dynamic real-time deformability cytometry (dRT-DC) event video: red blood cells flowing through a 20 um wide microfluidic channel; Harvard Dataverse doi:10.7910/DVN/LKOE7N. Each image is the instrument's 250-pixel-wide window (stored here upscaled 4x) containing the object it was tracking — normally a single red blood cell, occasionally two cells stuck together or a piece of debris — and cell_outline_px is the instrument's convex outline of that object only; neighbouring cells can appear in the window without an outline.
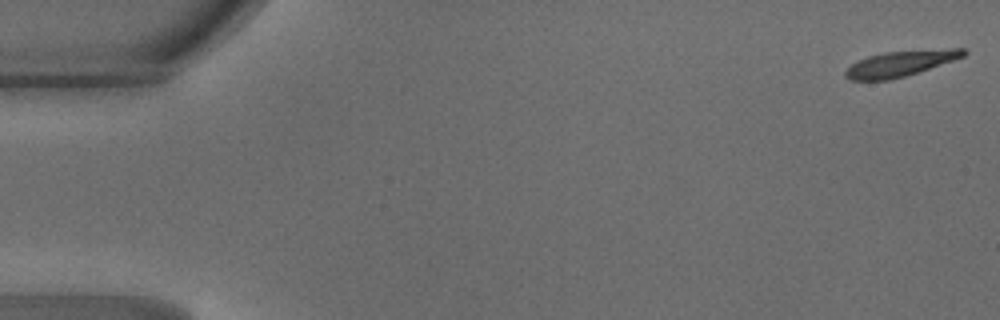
{"species": "common noctule bat (a hibernating species)", "species_latin": "Nyctalus noctula", "temperature_condition": "warm", "stored_images_in_passage": 48, "camera_frame_rate_fps": 3000, "um_per_image_px": 0.085, "animal": {"sex": "male", "body_mass_g": 18.8}, "frame": {"image": 1, "passage_image": 1, "time_ms": 0.0, "image_size_px": [1000, 320], "cell_outline_px": [[968, 52], [964, 56], [904, 76], [888, 80], [852, 80], [844, 76], [844, 72], [852, 64], [868, 56], [884, 52], [948, 48], [964, 48]], "centroid_in_image_um": [76.52, 5.39], "position_along_channel_um": 8.5, "area_um2": 17.28}}
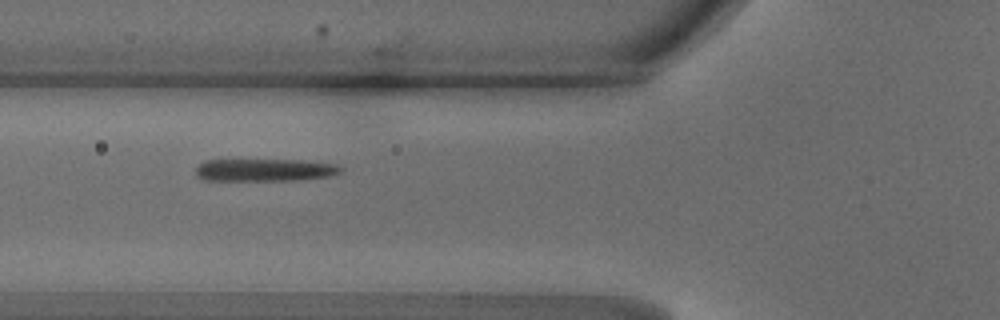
{"frame": {"image": 2, "passage_image": 18, "time_ms": 5.667, "image_size_px": [1000, 320], "cell_outline_px": [[344, 168], [340, 172], [328, 176], [300, 180], [204, 180], [196, 176], [196, 168], [204, 160], [304, 160], [336, 164]], "centroid_in_image_um": [22.51, 14.44], "position_along_channel_um": 103.3, "area_um2": 19.02}}
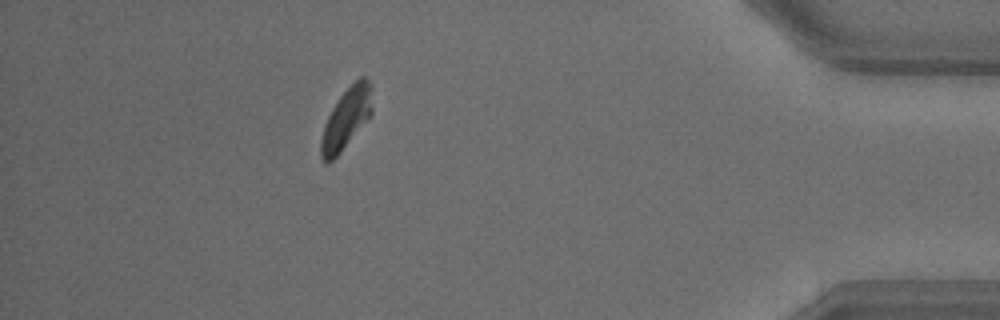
{"frame": {"image": 3, "passage_image": 43, "time_ms": 14.0, "image_size_px": [1000, 320], "cell_outline_px": [[372, 116], [340, 152], [332, 160], [324, 164], [320, 156], [320, 140], [324, 124], [332, 108], [340, 96], [360, 76], [364, 76], [372, 84]], "centroid_in_image_um": [29.45, 10.08], "position_along_channel_um": 405.8, "area_um2": 18.32}, "authors_computed_cell_mechanics": {"area_um2": 19.2474, "velocity_mm_per_s": 4.1913, "shape_relaxation_time_tau1_ms": 1.818, "shape_relaxation_time_tau2_ms": 1.8024, "deformation_change_tau1": 0.1499, "deformation_change_tau2": 0.0834}}